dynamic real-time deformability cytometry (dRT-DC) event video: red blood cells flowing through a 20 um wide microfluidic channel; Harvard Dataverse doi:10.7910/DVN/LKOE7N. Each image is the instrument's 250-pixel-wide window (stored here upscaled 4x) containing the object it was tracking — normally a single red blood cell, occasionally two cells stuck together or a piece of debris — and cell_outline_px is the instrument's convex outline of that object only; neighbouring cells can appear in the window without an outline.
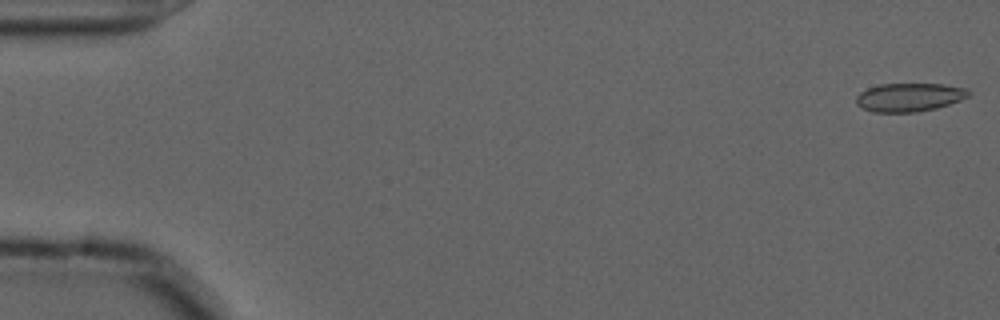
{"species": "common noctule bat (a hibernating species)", "species_latin": "Nyctalus noctula", "temperature_condition": "cold", "stored_images_in_passage": 53, "camera_frame_rate_fps": 3000, "um_per_image_px": 0.085, "animal": {"sex": "male", "forearm_length_mm": 52.5}, "frame": {"image": 1, "passage_image": 1, "time_ms": 0.0, "image_size_px": [1000, 320], "cell_outline_px": [[968, 96], [960, 100], [936, 108], [916, 112], [872, 112], [856, 104], [856, 96], [860, 92], [868, 88], [880, 84], [944, 84], [964, 88], [968, 92]], "centroid_in_image_um": [77.25, 8.27], "position_along_channel_um": 7.8, "area_um2": 18.44}}
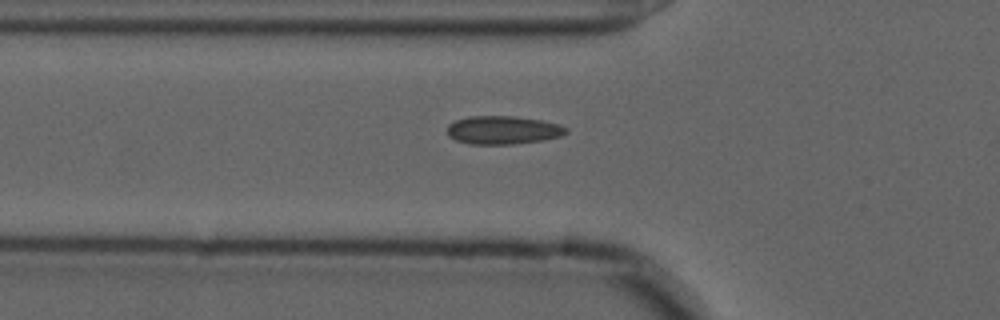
{"frame": {"image": 2, "passage_image": 19, "time_ms": 6.0, "image_size_px": [1000, 320], "cell_outline_px": [[568, 132], [560, 136], [544, 140], [512, 144], [468, 144], [456, 140], [448, 136], [448, 124], [456, 120], [468, 116], [512, 116], [540, 120], [560, 124], [568, 128]], "centroid_in_image_um": [42.75, 11.06], "position_along_channel_um": 83.0, "area_um2": 19.65}}
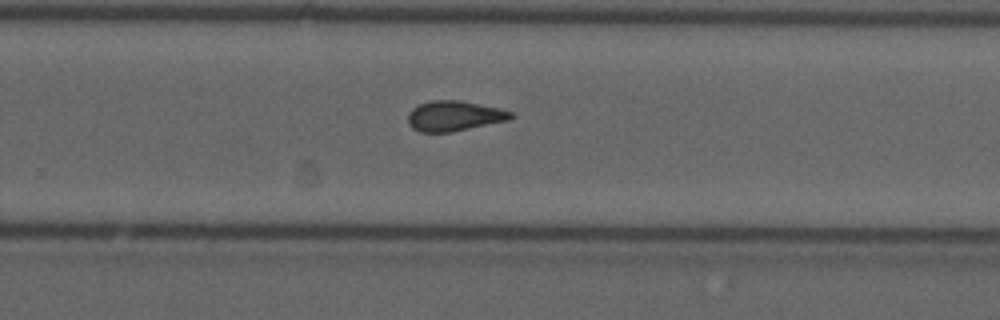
{"frame": {"image": 3, "passage_image": 36, "time_ms": 11.667, "image_size_px": [1000, 320], "cell_outline_px": [[516, 116], [508, 120], [452, 132], [420, 132], [412, 128], [408, 124], [408, 112], [412, 108], [420, 104], [432, 100], [460, 100], [496, 108], [512, 112]], "centroid_in_image_um": [38.57, 9.86], "position_along_channel_um": 291.2, "area_um2": 18.03}}